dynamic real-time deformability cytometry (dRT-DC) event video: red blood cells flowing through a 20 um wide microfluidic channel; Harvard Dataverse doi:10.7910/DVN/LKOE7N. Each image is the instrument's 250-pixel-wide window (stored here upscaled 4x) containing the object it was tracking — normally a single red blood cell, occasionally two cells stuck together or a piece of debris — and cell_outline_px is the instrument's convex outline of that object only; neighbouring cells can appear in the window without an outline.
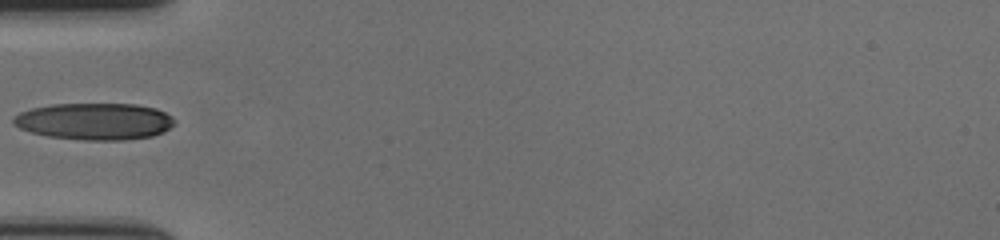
{"species": "human", "species_latin": "Homo sapiens", "temperature_condition": "cold", "stored_images_in_passage": 37, "camera_frame_rate_fps": 3000, "um_per_image_px": 0.085, "donor": {"sex": "female"}, "frame": {"image": 1, "passage_image": 1, "time_ms": 0.0, "image_size_px": [1000, 240], "cell_outline_px": [[176, 124], [164, 132], [152, 136], [124, 140], [84, 140], [48, 136], [32, 132], [20, 128], [12, 124], [12, 120], [20, 112], [32, 108], [52, 104], [136, 104], [156, 108], [172, 116], [176, 120]], "centroid_in_image_um": [8.08, 10.31], "position_along_channel_um": 76.9, "area_um2": 34.68}}
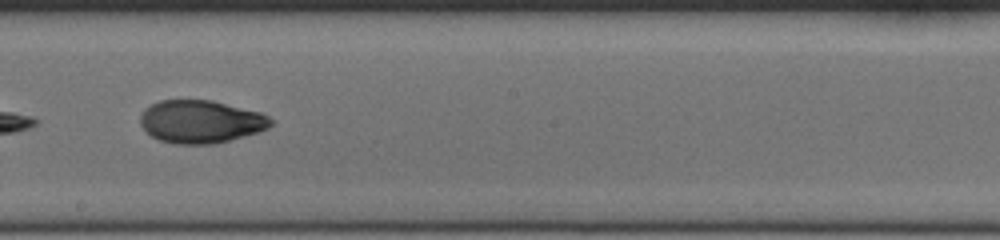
{"frame": {"image": 2, "passage_image": 14, "time_ms": 4.333, "image_size_px": [1000, 240], "cell_outline_px": [[272, 124], [268, 128], [244, 136], [212, 144], [176, 144], [160, 140], [152, 136], [140, 124], [140, 116], [144, 108], [160, 100], [212, 100], [260, 112], [268, 116], [272, 120]], "centroid_in_image_um": [17.05, 10.33], "position_along_channel_um": 231.2, "area_um2": 32.43}}
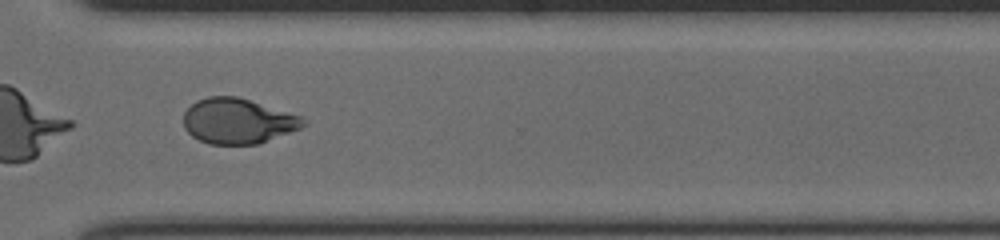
{"frame": {"image": 3, "passage_image": 24, "time_ms": 7.667, "image_size_px": [1000, 240], "cell_outline_px": [[308, 124], [300, 128], [256, 144], [208, 144], [192, 136], [184, 128], [184, 112], [196, 100], [208, 96], [236, 96], [300, 116], [308, 120]], "centroid_in_image_um": [20.19, 10.28], "position_along_channel_um": 350.4, "area_um2": 31.33}}